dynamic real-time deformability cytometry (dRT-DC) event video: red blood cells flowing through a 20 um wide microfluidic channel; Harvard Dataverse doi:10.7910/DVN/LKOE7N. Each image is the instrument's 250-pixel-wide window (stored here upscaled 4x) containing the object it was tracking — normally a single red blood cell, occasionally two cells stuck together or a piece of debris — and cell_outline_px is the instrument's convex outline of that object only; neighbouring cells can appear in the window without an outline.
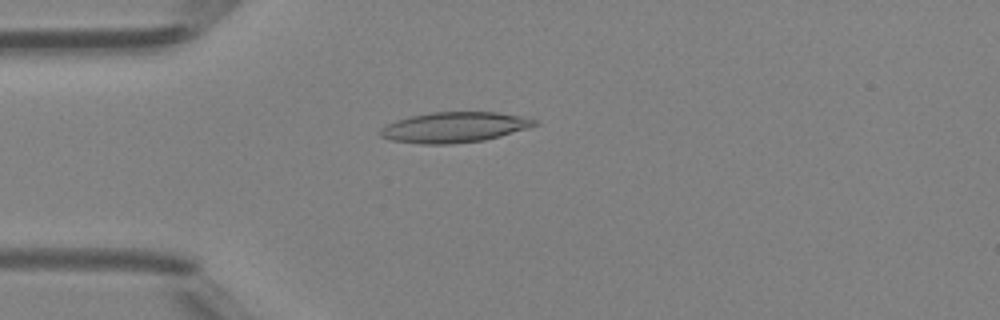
{"species": "Egyptian fruit bat (a non-hibernating species)", "species_latin": "Rousettus aegyptiacus", "temperature_condition": "room temperature", "stored_images_in_passage": 45, "camera_frame_rate_fps": 3000, "um_per_image_px": 0.085, "animal": {"sex": "female"}, "frame": {"image": 1, "passage_image": 10, "time_ms": 3.0, "image_size_px": [1000, 320], "cell_outline_px": [[540, 124], [500, 136], [484, 140], [452, 144], [420, 144], [392, 140], [380, 136], [380, 128], [396, 120], [408, 116], [432, 112], [496, 112], [520, 116], [540, 120]], "centroid_in_image_um": [38.62, 10.81], "position_along_channel_um": 46.4, "area_um2": 27.4}}
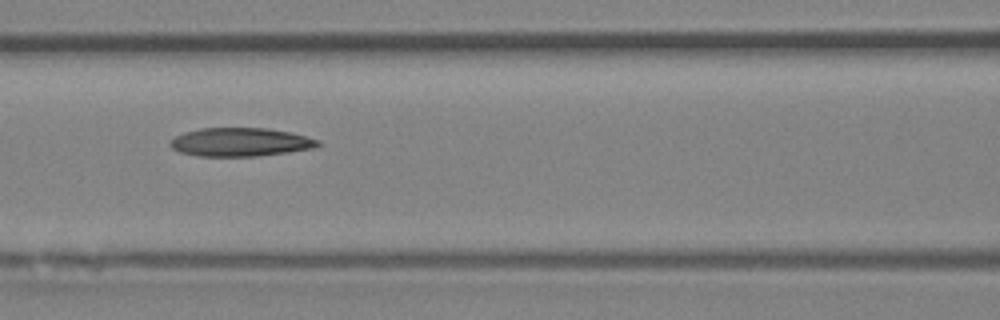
{"frame": {"image": 2, "passage_image": 18, "time_ms": 5.667, "image_size_px": [1000, 320], "cell_outline_px": [[320, 144], [316, 148], [288, 152], [256, 156], [200, 156], [180, 152], [172, 148], [172, 140], [176, 136], [184, 132], [200, 128], [268, 128], [292, 132], [320, 140]], "centroid_in_image_um": [20.49, 12.07], "position_along_channel_um": 146.1, "area_um2": 24.51}}
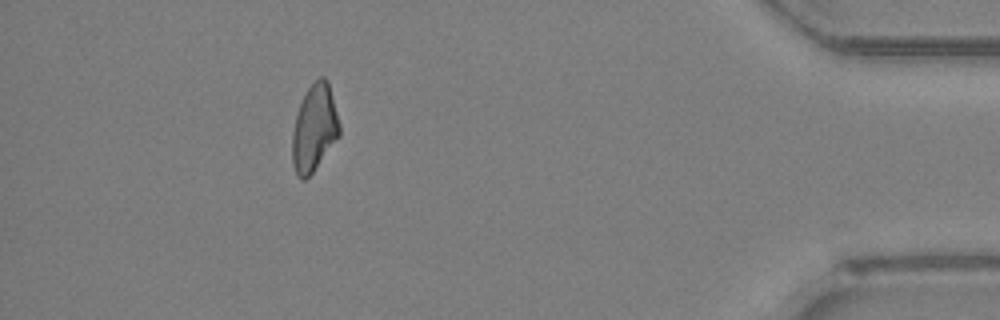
{"frame": {"image": 3, "passage_image": 40, "time_ms": 13.0, "image_size_px": [1000, 320], "cell_outline_px": [[340, 136], [312, 172], [304, 180], [300, 180], [296, 176], [292, 164], [292, 132], [296, 116], [300, 104], [308, 88], [320, 76], [324, 76], [328, 80], [340, 124]], "centroid_in_image_um": [26.72, 10.91], "position_along_channel_um": 408.5, "area_um2": 23.87}}